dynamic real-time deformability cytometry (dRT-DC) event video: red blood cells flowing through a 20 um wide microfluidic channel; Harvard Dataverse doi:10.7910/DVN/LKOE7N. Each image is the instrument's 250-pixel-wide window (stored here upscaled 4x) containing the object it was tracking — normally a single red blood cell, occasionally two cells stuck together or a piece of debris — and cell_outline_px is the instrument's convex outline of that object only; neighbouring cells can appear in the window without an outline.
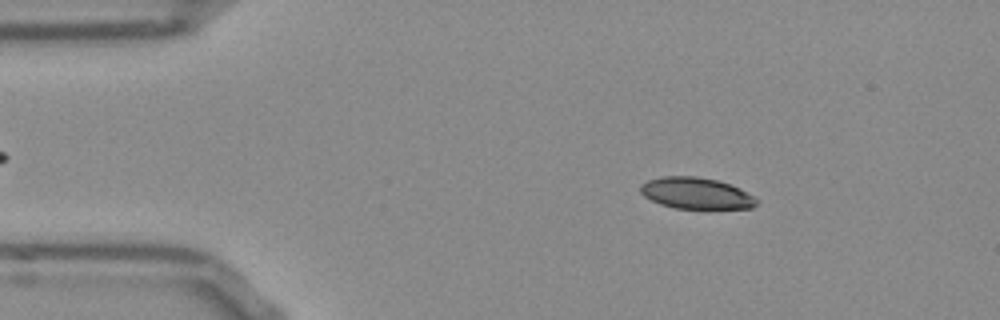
{"species": "Egyptian fruit bat (a non-hibernating species)", "species_latin": "Rousettus aegyptiacus", "temperature_condition": "room temperature", "stored_images_in_passage": 51, "camera_frame_rate_fps": 3000, "um_per_image_px": 0.085, "frame": {"image": 1, "passage_image": 7, "time_ms": 2.0, "image_size_px": [1000, 320], "cell_outline_px": [[760, 200], [752, 208], [676, 208], [660, 204], [644, 196], [640, 192], [640, 184], [648, 180], [660, 176], [696, 176], [716, 180], [740, 188], [756, 196]], "centroid_in_image_um": [59.18, 16.42], "position_along_channel_um": 25.8, "area_um2": 21.27}}
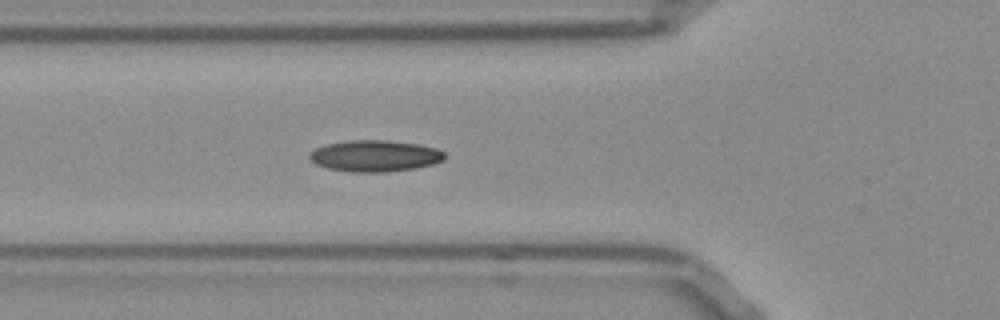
{"frame": {"image": 2, "passage_image": 17, "time_ms": 5.333, "image_size_px": [1000, 320], "cell_outline_px": [[444, 160], [432, 164], [416, 168], [384, 172], [352, 172], [328, 168], [316, 164], [308, 156], [316, 148], [324, 144], [348, 140], [388, 140], [416, 144], [436, 148], [444, 152]], "centroid_in_image_um": [31.86, 13.25], "position_along_channel_um": 93.9, "area_um2": 24.62}}
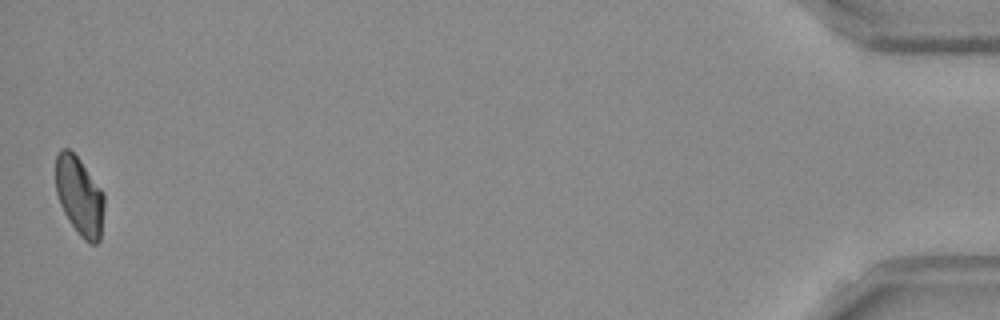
{"frame": {"image": 3, "passage_image": 51, "time_ms": 16.667, "image_size_px": [1000, 320], "cell_outline_px": [[104, 208], [100, 240], [96, 244], [92, 244], [84, 240], [80, 236], [64, 212], [60, 204], [56, 192], [56, 156], [60, 148], [68, 148], [80, 160], [104, 192]], "centroid_in_image_um": [6.76, 16.66], "position_along_channel_um": 428.4, "area_um2": 22.2}, "authors_computed_cell_mechanics": {"area_um2": 22.7154, "velocity_mm_per_s": 3.8151, "shape_relaxation_time_tau1_ms": null, "shape_relaxation_time_tau2_ms": 6.394, "deformation_change_tau1": null, "deformation_change_tau2": 0.1106}}